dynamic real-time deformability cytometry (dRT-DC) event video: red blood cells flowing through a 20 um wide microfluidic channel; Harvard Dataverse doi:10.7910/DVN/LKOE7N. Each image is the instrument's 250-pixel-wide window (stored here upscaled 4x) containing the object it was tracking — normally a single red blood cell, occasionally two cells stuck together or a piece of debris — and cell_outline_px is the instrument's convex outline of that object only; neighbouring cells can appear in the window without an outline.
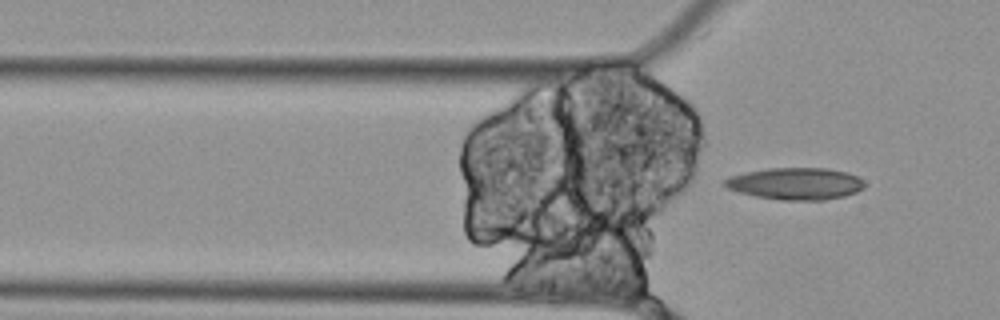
{"species": "Egyptian fruit bat (a non-hibernating species)", "species_latin": "Rousettus aegyptiacus", "temperature_condition": "cold", "stored_images_in_passage": 4, "camera_frame_rate_fps": 3000, "um_per_image_px": 0.085, "animal": {"sex": "female"}, "frame": {"image": 1, "passage_image": 4, "time_ms": 1.0, "image_size_px": [1000, 320], "cell_outline_px": [[868, 184], [864, 188], [856, 192], [844, 196], [824, 200], [780, 200], [756, 196], [740, 192], [728, 188], [724, 184], [724, 180], [728, 176], [744, 172], [768, 168], [828, 168], [848, 172], [864, 180]], "centroid_in_image_um": [67.66, 15.6], "position_along_channel_um": 58.1, "area_um2": 26.24}}